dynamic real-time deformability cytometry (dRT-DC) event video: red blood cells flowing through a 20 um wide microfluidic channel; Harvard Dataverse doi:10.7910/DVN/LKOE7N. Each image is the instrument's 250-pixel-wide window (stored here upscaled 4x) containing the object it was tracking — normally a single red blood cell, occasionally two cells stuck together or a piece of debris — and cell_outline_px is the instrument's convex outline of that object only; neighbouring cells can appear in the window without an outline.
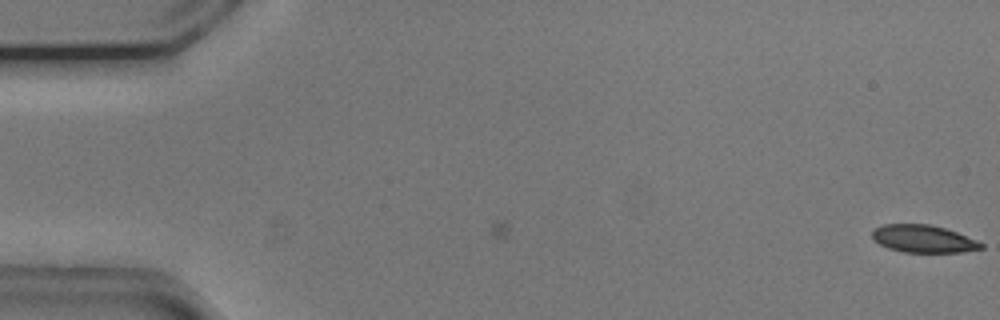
{"species": "common noctule bat (a hibernating species)", "species_latin": "Nyctalus noctula", "temperature_condition": "cold", "stored_images_in_passage": 55, "camera_frame_rate_fps": 3000, "um_per_image_px": 0.085, "animal": {"sex": "male", "body_mass_g": 20.5, "forearm_length_mm": 52.5}, "frame": {"image": 1, "passage_image": 1, "time_ms": 0.0, "image_size_px": [1000, 320], "cell_outline_px": [[984, 248], [960, 252], [904, 252], [888, 248], [880, 244], [872, 236], [872, 228], [884, 224], [932, 224], [956, 232], [976, 240], [984, 244]], "centroid_in_image_um": [78.47, 20.29], "position_along_channel_um": 6.5, "area_um2": 17.4}}
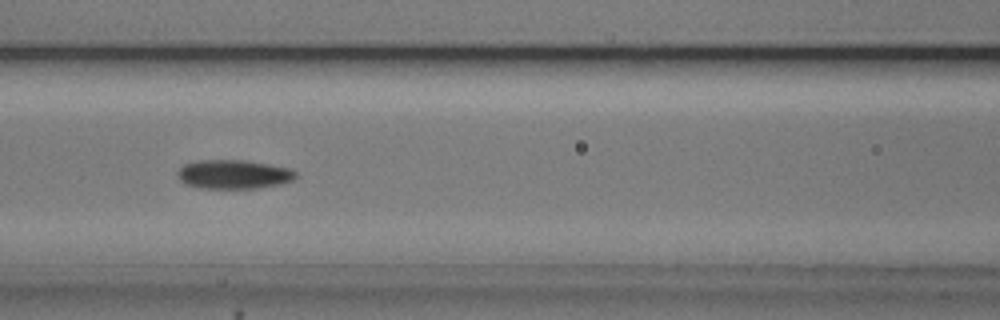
{"frame": {"image": 2, "passage_image": 24, "time_ms": 7.667, "image_size_px": [1000, 320], "cell_outline_px": [[296, 176], [292, 180], [280, 184], [260, 188], [200, 188], [184, 184], [180, 180], [176, 172], [184, 164], [196, 160], [244, 160], [268, 164], [288, 168], [296, 172]], "centroid_in_image_um": [19.82, 14.82], "position_along_channel_um": 146.8, "area_um2": 20.0}}
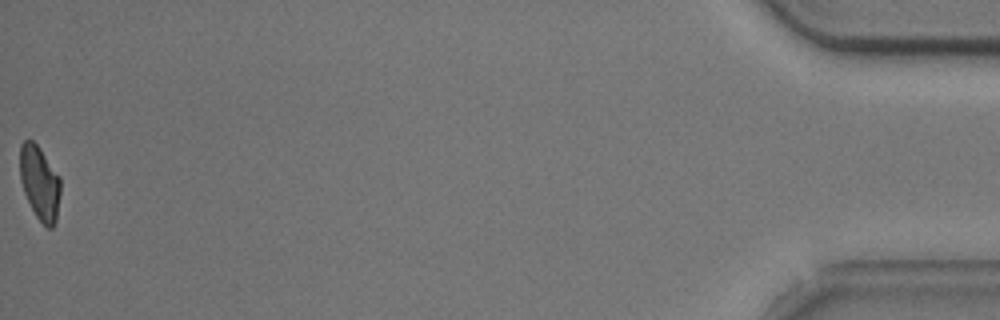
{"frame": {"image": 3, "passage_image": 55, "time_ms": 18.0, "image_size_px": [1000, 320], "cell_outline_px": [[60, 192], [56, 220], [52, 228], [48, 228], [36, 216], [24, 192], [20, 180], [20, 144], [24, 140], [32, 140], [40, 148], [60, 176]], "centroid_in_image_um": [3.37, 15.51], "position_along_channel_um": 431.8, "area_um2": 17.4}, "authors_computed_cell_mechanics": {"area_um2": 18.9584, "velocity_mm_per_s": 3.7272, "shape_relaxation_time_tau1_ms": 2.7755, "shape_relaxation_time_tau2_ms": null, "deformation_change_tau1": 0.1211, "deformation_change_tau2": null}}